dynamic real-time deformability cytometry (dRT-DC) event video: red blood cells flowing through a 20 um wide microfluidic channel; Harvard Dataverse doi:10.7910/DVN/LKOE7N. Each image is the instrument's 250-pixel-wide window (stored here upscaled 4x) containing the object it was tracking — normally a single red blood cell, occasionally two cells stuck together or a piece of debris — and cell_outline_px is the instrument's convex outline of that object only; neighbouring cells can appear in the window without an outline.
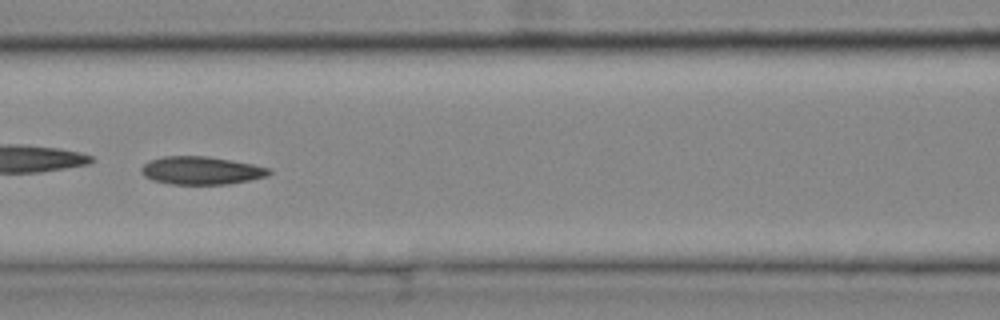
{"species": "common noctule bat (a hibernating species)", "species_latin": "Nyctalus noctula", "temperature_condition": "cold", "stored_images_in_passage": 52, "camera_frame_rate_fps": 3000, "um_per_image_px": 0.085, "animal": {"sex": "female", "body_mass_g": 25.1}, "frame": {"image": 1, "passage_image": 23, "time_ms": 7.333, "image_size_px": [1000, 320], "cell_outline_px": [[272, 172], [268, 176], [228, 184], [172, 184], [152, 180], [144, 176], [140, 172], [140, 168], [148, 160], [164, 156], [208, 156], [252, 164], [268, 168]], "centroid_in_image_um": [17.06, 14.49], "position_along_channel_um": 149.5, "area_um2": 20.81}}
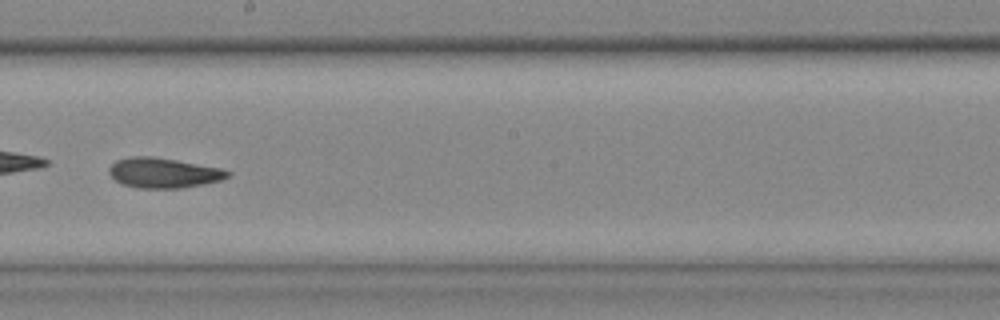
{"frame": {"image": 2, "passage_image": 30, "time_ms": 9.667, "image_size_px": [1000, 320], "cell_outline_px": [[232, 172], [228, 176], [220, 180], [204, 184], [180, 188], [136, 188], [120, 184], [108, 172], [108, 168], [116, 160], [132, 156], [152, 156], [176, 160], [220, 168]], "centroid_in_image_um": [13.86, 14.69], "position_along_channel_um": 234.3, "area_um2": 20.75}, "authors_computed_cell_mechanics": {"area_um2": 20.8947, "velocity_mm_per_s": 3.6419, "shape_relaxation_time_tau1_ms": null, "shape_relaxation_time_tau2_ms": 6.8057, "deformation_change_tau1": null, "deformation_change_tau2": 0.1381}}